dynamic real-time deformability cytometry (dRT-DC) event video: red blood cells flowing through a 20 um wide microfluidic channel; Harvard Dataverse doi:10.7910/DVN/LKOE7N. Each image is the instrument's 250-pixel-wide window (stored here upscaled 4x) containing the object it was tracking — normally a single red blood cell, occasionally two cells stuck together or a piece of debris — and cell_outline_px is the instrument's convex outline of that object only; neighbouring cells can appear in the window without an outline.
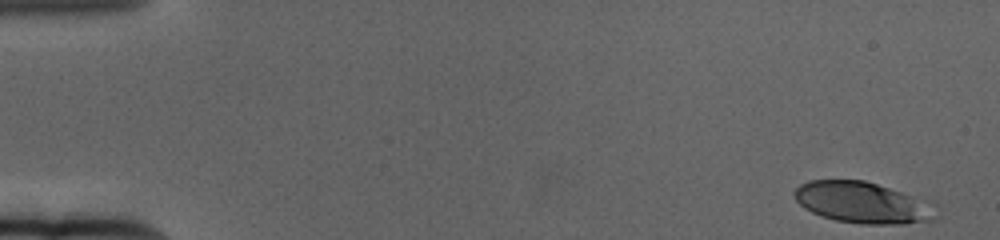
{"species": "human", "species_latin": "Homo sapiens", "temperature_condition": "cold", "stored_images_in_passage": 59, "camera_frame_rate_fps": 3000, "um_per_image_px": 0.085, "donor": {"sex": "female"}, "frame": {"image": 1, "passage_image": 1, "time_ms": 0.0, "image_size_px": [1000, 240], "cell_outline_px": [[936, 220], [904, 224], [860, 224], [836, 220], [820, 216], [804, 208], [796, 200], [792, 192], [800, 184], [808, 180], [864, 180], [932, 200], [936, 204]], "centroid_in_image_um": [73.39, 17.22], "position_along_channel_um": 11.6, "area_um2": 34.8}}
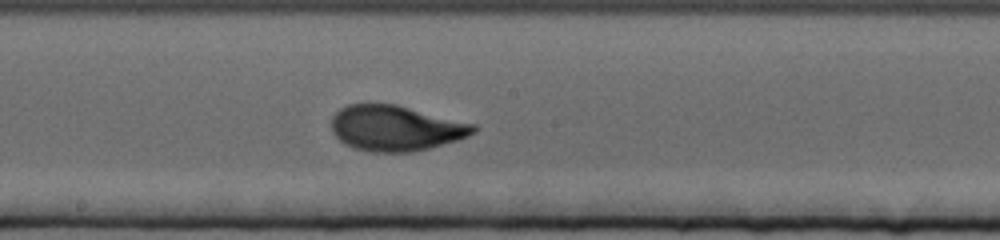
{"frame": {"image": 2, "passage_image": 32, "time_ms": 10.333, "image_size_px": [1000, 240], "cell_outline_px": [[480, 128], [476, 132], [460, 140], [412, 152], [368, 152], [352, 148], [344, 144], [332, 132], [332, 116], [340, 108], [348, 104], [396, 104], [476, 124]], "centroid_in_image_um": [33.65, 10.9], "position_along_channel_um": 214.5, "area_um2": 37.97}}
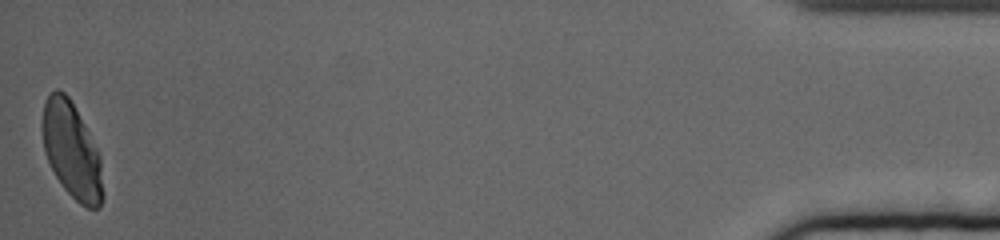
{"frame": {"image": 3, "passage_image": 59, "time_ms": 19.333, "image_size_px": [1000, 240], "cell_outline_px": [[104, 200], [100, 208], [88, 208], [80, 204], [64, 188], [56, 176], [44, 152], [40, 124], [40, 120], [44, 100], [56, 88], [64, 92], [68, 96], [96, 148], [100, 156], [104, 196]], "centroid_in_image_um": [6.07, 12.81], "position_along_channel_um": 429.1, "area_um2": 33.81}, "authors_computed_cell_mechanics": {"area_um2": 35.547, "velocity_mm_per_s": 3.3362, "shape_relaxation_time_tau1_ms": 3.7738, "shape_relaxation_time_tau2_ms": null, "deformation_change_tau1": 0.179, "deformation_change_tau2": null}}